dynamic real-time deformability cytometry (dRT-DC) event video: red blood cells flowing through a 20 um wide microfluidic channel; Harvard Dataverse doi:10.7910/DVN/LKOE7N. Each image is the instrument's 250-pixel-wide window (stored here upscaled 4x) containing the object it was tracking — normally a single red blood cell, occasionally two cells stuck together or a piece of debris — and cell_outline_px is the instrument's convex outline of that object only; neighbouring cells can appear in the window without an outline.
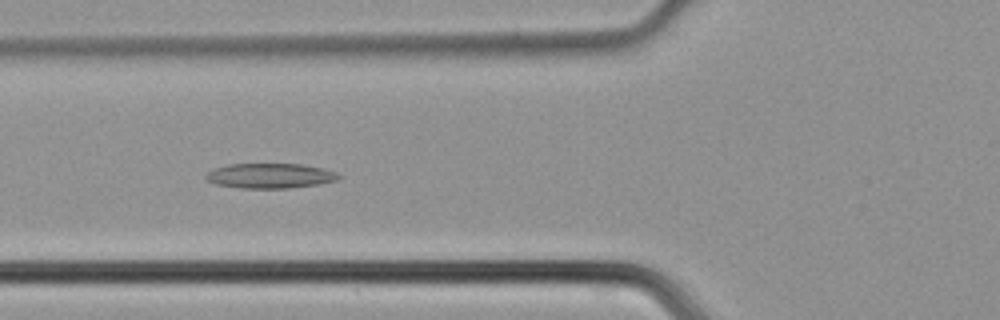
{"species": "common noctule bat (a hibernating species)", "species_latin": "Nyctalus noctula", "temperature_condition": "cold", "stored_images_in_passage": 35, "camera_frame_rate_fps": 3000, "um_per_image_px": 0.085, "animal": {"sex": "male", "body_mass_g": 21.5, "forearm_length_mm": 52.0}, "frame": {"image": 1, "passage_image": 6, "time_ms": 1.667, "image_size_px": [1000, 320], "cell_outline_px": [[340, 176], [336, 180], [320, 184], [288, 188], [240, 188], [216, 184], [204, 180], [204, 176], [212, 168], [228, 164], [300, 164], [320, 168], [336, 172]], "centroid_in_image_um": [22.88, 14.94], "position_along_channel_um": 102.9, "area_um2": 19.31}}
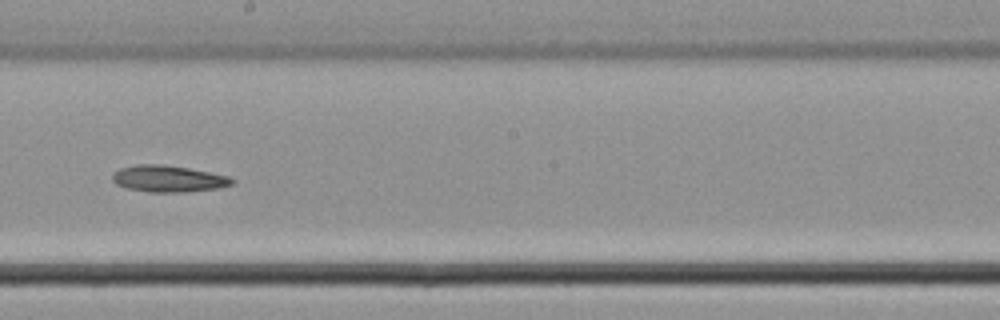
{"frame": {"image": 2, "passage_image": 15, "time_ms": 4.667, "image_size_px": [1000, 320], "cell_outline_px": [[236, 180], [232, 184], [220, 188], [188, 192], [148, 192], [124, 188], [116, 184], [112, 180], [112, 176], [120, 168], [136, 164], [160, 164], [188, 168], [228, 176]], "centroid_in_image_um": [14.3, 15.2], "position_along_channel_um": 233.9, "area_um2": 18.61}}
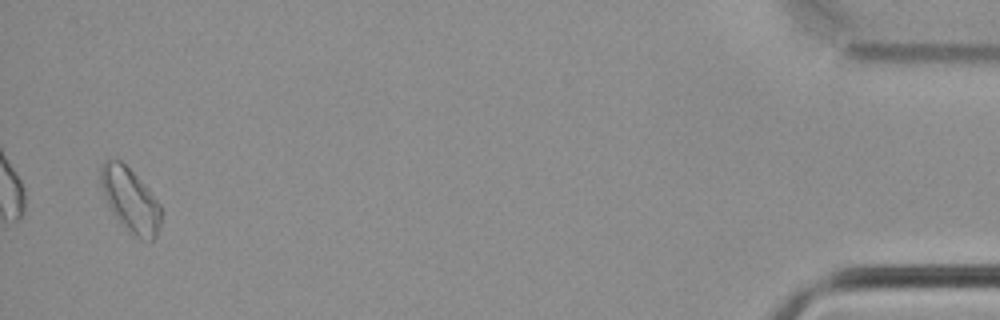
{"frame": {"image": 3, "passage_image": 34, "time_ms": 11.0, "image_size_px": [1000, 320], "cell_outline_px": [[160, 228], [156, 236], [152, 240], [136, 236], [128, 232], [120, 224], [112, 212], [108, 204], [100, 184], [100, 168], [104, 160], [120, 160], [144, 184], [160, 204]], "centroid_in_image_um": [11.06, 17.0], "position_along_channel_um": 424.1, "area_um2": 22.14}}